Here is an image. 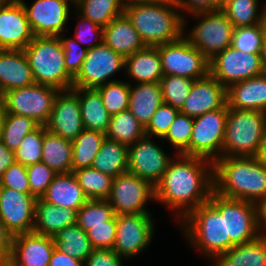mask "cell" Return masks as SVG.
<instances>
[{"label": "cell", "mask_w": 266, "mask_h": 266, "mask_svg": "<svg viewBox=\"0 0 266 266\" xmlns=\"http://www.w3.org/2000/svg\"><path fill=\"white\" fill-rule=\"evenodd\" d=\"M175 157L155 186V202L176 211L180 223L195 208L209 201L214 192V164L201 157L183 154Z\"/></svg>", "instance_id": "obj_1"}, {"label": "cell", "mask_w": 266, "mask_h": 266, "mask_svg": "<svg viewBox=\"0 0 266 266\" xmlns=\"http://www.w3.org/2000/svg\"><path fill=\"white\" fill-rule=\"evenodd\" d=\"M213 164L218 195L257 205L266 199V166L255 157L221 156Z\"/></svg>", "instance_id": "obj_2"}, {"label": "cell", "mask_w": 266, "mask_h": 266, "mask_svg": "<svg viewBox=\"0 0 266 266\" xmlns=\"http://www.w3.org/2000/svg\"><path fill=\"white\" fill-rule=\"evenodd\" d=\"M179 224L193 249L197 248L210 260L234 246L230 238H226L225 197L216 192L211 194L209 201L195 208Z\"/></svg>", "instance_id": "obj_3"}, {"label": "cell", "mask_w": 266, "mask_h": 266, "mask_svg": "<svg viewBox=\"0 0 266 266\" xmlns=\"http://www.w3.org/2000/svg\"><path fill=\"white\" fill-rule=\"evenodd\" d=\"M145 46H158L180 39L186 28V17L174 0H154L124 8Z\"/></svg>", "instance_id": "obj_4"}, {"label": "cell", "mask_w": 266, "mask_h": 266, "mask_svg": "<svg viewBox=\"0 0 266 266\" xmlns=\"http://www.w3.org/2000/svg\"><path fill=\"white\" fill-rule=\"evenodd\" d=\"M23 51L34 83L48 85L59 91L72 89L73 77L66 70L64 51L58 36H34Z\"/></svg>", "instance_id": "obj_5"}, {"label": "cell", "mask_w": 266, "mask_h": 266, "mask_svg": "<svg viewBox=\"0 0 266 266\" xmlns=\"http://www.w3.org/2000/svg\"><path fill=\"white\" fill-rule=\"evenodd\" d=\"M266 131V112L228 107L222 156L255 157Z\"/></svg>", "instance_id": "obj_6"}, {"label": "cell", "mask_w": 266, "mask_h": 266, "mask_svg": "<svg viewBox=\"0 0 266 266\" xmlns=\"http://www.w3.org/2000/svg\"><path fill=\"white\" fill-rule=\"evenodd\" d=\"M197 25L183 36L208 60L232 45L234 27L221 9L191 15Z\"/></svg>", "instance_id": "obj_7"}, {"label": "cell", "mask_w": 266, "mask_h": 266, "mask_svg": "<svg viewBox=\"0 0 266 266\" xmlns=\"http://www.w3.org/2000/svg\"><path fill=\"white\" fill-rule=\"evenodd\" d=\"M227 116L226 104L223 108L195 117L189 147L182 154L205 158L213 163L219 159L222 156Z\"/></svg>", "instance_id": "obj_8"}, {"label": "cell", "mask_w": 266, "mask_h": 266, "mask_svg": "<svg viewBox=\"0 0 266 266\" xmlns=\"http://www.w3.org/2000/svg\"><path fill=\"white\" fill-rule=\"evenodd\" d=\"M58 92L59 90L54 87L33 83L9 90L1 97L5 112L32 118L40 126H45Z\"/></svg>", "instance_id": "obj_9"}, {"label": "cell", "mask_w": 266, "mask_h": 266, "mask_svg": "<svg viewBox=\"0 0 266 266\" xmlns=\"http://www.w3.org/2000/svg\"><path fill=\"white\" fill-rule=\"evenodd\" d=\"M164 75L198 80L209 74V60L189 41L180 39L157 46Z\"/></svg>", "instance_id": "obj_10"}, {"label": "cell", "mask_w": 266, "mask_h": 266, "mask_svg": "<svg viewBox=\"0 0 266 266\" xmlns=\"http://www.w3.org/2000/svg\"><path fill=\"white\" fill-rule=\"evenodd\" d=\"M209 74L226 89L232 84L262 75L260 53L239 52L229 46L209 60Z\"/></svg>", "instance_id": "obj_11"}, {"label": "cell", "mask_w": 266, "mask_h": 266, "mask_svg": "<svg viewBox=\"0 0 266 266\" xmlns=\"http://www.w3.org/2000/svg\"><path fill=\"white\" fill-rule=\"evenodd\" d=\"M155 201V186L130 172L113 178L111 193L107 199L115 215L150 212L146 208L149 200Z\"/></svg>", "instance_id": "obj_12"}, {"label": "cell", "mask_w": 266, "mask_h": 266, "mask_svg": "<svg viewBox=\"0 0 266 266\" xmlns=\"http://www.w3.org/2000/svg\"><path fill=\"white\" fill-rule=\"evenodd\" d=\"M155 222L150 212L116 215V237L112 250L123 259L141 254L153 239Z\"/></svg>", "instance_id": "obj_13"}, {"label": "cell", "mask_w": 266, "mask_h": 266, "mask_svg": "<svg viewBox=\"0 0 266 266\" xmlns=\"http://www.w3.org/2000/svg\"><path fill=\"white\" fill-rule=\"evenodd\" d=\"M123 68L125 58L102 42L88 49L80 71L73 78L72 88L96 89L109 82L118 81L111 77Z\"/></svg>", "instance_id": "obj_14"}, {"label": "cell", "mask_w": 266, "mask_h": 266, "mask_svg": "<svg viewBox=\"0 0 266 266\" xmlns=\"http://www.w3.org/2000/svg\"><path fill=\"white\" fill-rule=\"evenodd\" d=\"M152 138L145 135L128 146V172L156 186L162 180L172 156L170 158Z\"/></svg>", "instance_id": "obj_15"}, {"label": "cell", "mask_w": 266, "mask_h": 266, "mask_svg": "<svg viewBox=\"0 0 266 266\" xmlns=\"http://www.w3.org/2000/svg\"><path fill=\"white\" fill-rule=\"evenodd\" d=\"M34 36H58L65 30L69 19L70 3L74 0H36L28 6L20 0ZM70 2V3H69Z\"/></svg>", "instance_id": "obj_16"}, {"label": "cell", "mask_w": 266, "mask_h": 266, "mask_svg": "<svg viewBox=\"0 0 266 266\" xmlns=\"http://www.w3.org/2000/svg\"><path fill=\"white\" fill-rule=\"evenodd\" d=\"M36 200L31 194L0 187V220L13 237L33 231Z\"/></svg>", "instance_id": "obj_17"}, {"label": "cell", "mask_w": 266, "mask_h": 266, "mask_svg": "<svg viewBox=\"0 0 266 266\" xmlns=\"http://www.w3.org/2000/svg\"><path fill=\"white\" fill-rule=\"evenodd\" d=\"M226 238L240 245L259 237V208L249 201L225 198Z\"/></svg>", "instance_id": "obj_18"}, {"label": "cell", "mask_w": 266, "mask_h": 266, "mask_svg": "<svg viewBox=\"0 0 266 266\" xmlns=\"http://www.w3.org/2000/svg\"><path fill=\"white\" fill-rule=\"evenodd\" d=\"M45 127L50 133L70 141L75 140L84 130L79 96L73 89L60 90L57 93Z\"/></svg>", "instance_id": "obj_19"}, {"label": "cell", "mask_w": 266, "mask_h": 266, "mask_svg": "<svg viewBox=\"0 0 266 266\" xmlns=\"http://www.w3.org/2000/svg\"><path fill=\"white\" fill-rule=\"evenodd\" d=\"M33 37L20 0H11L0 7V49L24 50Z\"/></svg>", "instance_id": "obj_20"}, {"label": "cell", "mask_w": 266, "mask_h": 266, "mask_svg": "<svg viewBox=\"0 0 266 266\" xmlns=\"http://www.w3.org/2000/svg\"><path fill=\"white\" fill-rule=\"evenodd\" d=\"M55 247L51 236L34 232L16 235L12 239V254L6 266H49Z\"/></svg>", "instance_id": "obj_21"}, {"label": "cell", "mask_w": 266, "mask_h": 266, "mask_svg": "<svg viewBox=\"0 0 266 266\" xmlns=\"http://www.w3.org/2000/svg\"><path fill=\"white\" fill-rule=\"evenodd\" d=\"M226 104V88L208 74L204 78L194 80L180 112L195 118L206 112L223 108Z\"/></svg>", "instance_id": "obj_22"}, {"label": "cell", "mask_w": 266, "mask_h": 266, "mask_svg": "<svg viewBox=\"0 0 266 266\" xmlns=\"http://www.w3.org/2000/svg\"><path fill=\"white\" fill-rule=\"evenodd\" d=\"M33 83L32 70L24 51L0 49V96Z\"/></svg>", "instance_id": "obj_23"}, {"label": "cell", "mask_w": 266, "mask_h": 266, "mask_svg": "<svg viewBox=\"0 0 266 266\" xmlns=\"http://www.w3.org/2000/svg\"><path fill=\"white\" fill-rule=\"evenodd\" d=\"M226 96L229 108L266 112V74L232 84Z\"/></svg>", "instance_id": "obj_24"}, {"label": "cell", "mask_w": 266, "mask_h": 266, "mask_svg": "<svg viewBox=\"0 0 266 266\" xmlns=\"http://www.w3.org/2000/svg\"><path fill=\"white\" fill-rule=\"evenodd\" d=\"M103 42L124 58L145 47L139 33L125 14L113 19L103 28Z\"/></svg>", "instance_id": "obj_25"}, {"label": "cell", "mask_w": 266, "mask_h": 266, "mask_svg": "<svg viewBox=\"0 0 266 266\" xmlns=\"http://www.w3.org/2000/svg\"><path fill=\"white\" fill-rule=\"evenodd\" d=\"M41 199L77 211L89 200L73 172L57 174Z\"/></svg>", "instance_id": "obj_26"}, {"label": "cell", "mask_w": 266, "mask_h": 266, "mask_svg": "<svg viewBox=\"0 0 266 266\" xmlns=\"http://www.w3.org/2000/svg\"><path fill=\"white\" fill-rule=\"evenodd\" d=\"M77 210L62 208L38 198L35 202L33 231L39 235L54 237L66 226L76 224Z\"/></svg>", "instance_id": "obj_27"}, {"label": "cell", "mask_w": 266, "mask_h": 266, "mask_svg": "<svg viewBox=\"0 0 266 266\" xmlns=\"http://www.w3.org/2000/svg\"><path fill=\"white\" fill-rule=\"evenodd\" d=\"M123 70L135 83L160 82L164 74L157 46H145L125 58Z\"/></svg>", "instance_id": "obj_28"}, {"label": "cell", "mask_w": 266, "mask_h": 266, "mask_svg": "<svg viewBox=\"0 0 266 266\" xmlns=\"http://www.w3.org/2000/svg\"><path fill=\"white\" fill-rule=\"evenodd\" d=\"M129 111L146 127L158 107L164 103L159 82H129Z\"/></svg>", "instance_id": "obj_29"}, {"label": "cell", "mask_w": 266, "mask_h": 266, "mask_svg": "<svg viewBox=\"0 0 266 266\" xmlns=\"http://www.w3.org/2000/svg\"><path fill=\"white\" fill-rule=\"evenodd\" d=\"M213 261V266H266V236L234 245Z\"/></svg>", "instance_id": "obj_30"}, {"label": "cell", "mask_w": 266, "mask_h": 266, "mask_svg": "<svg viewBox=\"0 0 266 266\" xmlns=\"http://www.w3.org/2000/svg\"><path fill=\"white\" fill-rule=\"evenodd\" d=\"M79 96L84 129L106 134L111 115L103 105L100 93L95 88H72Z\"/></svg>", "instance_id": "obj_31"}, {"label": "cell", "mask_w": 266, "mask_h": 266, "mask_svg": "<svg viewBox=\"0 0 266 266\" xmlns=\"http://www.w3.org/2000/svg\"><path fill=\"white\" fill-rule=\"evenodd\" d=\"M41 162L57 174L72 172V141L50 133L44 126Z\"/></svg>", "instance_id": "obj_32"}, {"label": "cell", "mask_w": 266, "mask_h": 266, "mask_svg": "<svg viewBox=\"0 0 266 266\" xmlns=\"http://www.w3.org/2000/svg\"><path fill=\"white\" fill-rule=\"evenodd\" d=\"M91 167L113 178L127 172L128 146L105 138Z\"/></svg>", "instance_id": "obj_33"}, {"label": "cell", "mask_w": 266, "mask_h": 266, "mask_svg": "<svg viewBox=\"0 0 266 266\" xmlns=\"http://www.w3.org/2000/svg\"><path fill=\"white\" fill-rule=\"evenodd\" d=\"M259 0H222L221 10L234 28L262 24L266 21V6L258 11Z\"/></svg>", "instance_id": "obj_34"}, {"label": "cell", "mask_w": 266, "mask_h": 266, "mask_svg": "<svg viewBox=\"0 0 266 266\" xmlns=\"http://www.w3.org/2000/svg\"><path fill=\"white\" fill-rule=\"evenodd\" d=\"M74 8L77 14L103 28L124 14L120 0H74Z\"/></svg>", "instance_id": "obj_35"}, {"label": "cell", "mask_w": 266, "mask_h": 266, "mask_svg": "<svg viewBox=\"0 0 266 266\" xmlns=\"http://www.w3.org/2000/svg\"><path fill=\"white\" fill-rule=\"evenodd\" d=\"M105 138L104 133L84 129L72 141V172L92 166Z\"/></svg>", "instance_id": "obj_36"}, {"label": "cell", "mask_w": 266, "mask_h": 266, "mask_svg": "<svg viewBox=\"0 0 266 266\" xmlns=\"http://www.w3.org/2000/svg\"><path fill=\"white\" fill-rule=\"evenodd\" d=\"M106 138L130 146L145 136V127L129 111L125 110L110 117Z\"/></svg>", "instance_id": "obj_37"}, {"label": "cell", "mask_w": 266, "mask_h": 266, "mask_svg": "<svg viewBox=\"0 0 266 266\" xmlns=\"http://www.w3.org/2000/svg\"><path fill=\"white\" fill-rule=\"evenodd\" d=\"M56 248L83 262L93 250L87 233L77 224L66 226L54 236Z\"/></svg>", "instance_id": "obj_38"}, {"label": "cell", "mask_w": 266, "mask_h": 266, "mask_svg": "<svg viewBox=\"0 0 266 266\" xmlns=\"http://www.w3.org/2000/svg\"><path fill=\"white\" fill-rule=\"evenodd\" d=\"M73 173L88 199L107 200L109 198L113 177L92 167L81 168Z\"/></svg>", "instance_id": "obj_39"}, {"label": "cell", "mask_w": 266, "mask_h": 266, "mask_svg": "<svg viewBox=\"0 0 266 266\" xmlns=\"http://www.w3.org/2000/svg\"><path fill=\"white\" fill-rule=\"evenodd\" d=\"M39 126L32 118L5 112L1 141L14 152L24 136L33 132Z\"/></svg>", "instance_id": "obj_40"}, {"label": "cell", "mask_w": 266, "mask_h": 266, "mask_svg": "<svg viewBox=\"0 0 266 266\" xmlns=\"http://www.w3.org/2000/svg\"><path fill=\"white\" fill-rule=\"evenodd\" d=\"M115 216L108 200L89 199L78 211L76 224L85 232L91 226L106 225Z\"/></svg>", "instance_id": "obj_41"}, {"label": "cell", "mask_w": 266, "mask_h": 266, "mask_svg": "<svg viewBox=\"0 0 266 266\" xmlns=\"http://www.w3.org/2000/svg\"><path fill=\"white\" fill-rule=\"evenodd\" d=\"M96 89L111 116L129 109V82L118 80L101 85Z\"/></svg>", "instance_id": "obj_42"}, {"label": "cell", "mask_w": 266, "mask_h": 266, "mask_svg": "<svg viewBox=\"0 0 266 266\" xmlns=\"http://www.w3.org/2000/svg\"><path fill=\"white\" fill-rule=\"evenodd\" d=\"M159 83L164 103L180 110L189 96L194 79L175 75H164Z\"/></svg>", "instance_id": "obj_43"}, {"label": "cell", "mask_w": 266, "mask_h": 266, "mask_svg": "<svg viewBox=\"0 0 266 266\" xmlns=\"http://www.w3.org/2000/svg\"><path fill=\"white\" fill-rule=\"evenodd\" d=\"M44 126H39L33 132L27 134L22 139L18 148L14 151L15 162L24 166H29L42 159Z\"/></svg>", "instance_id": "obj_44"}, {"label": "cell", "mask_w": 266, "mask_h": 266, "mask_svg": "<svg viewBox=\"0 0 266 266\" xmlns=\"http://www.w3.org/2000/svg\"><path fill=\"white\" fill-rule=\"evenodd\" d=\"M266 21L262 24L234 28L232 45L239 52L260 53Z\"/></svg>", "instance_id": "obj_45"}, {"label": "cell", "mask_w": 266, "mask_h": 266, "mask_svg": "<svg viewBox=\"0 0 266 266\" xmlns=\"http://www.w3.org/2000/svg\"><path fill=\"white\" fill-rule=\"evenodd\" d=\"M193 125L194 118L179 112L162 140L169 141L176 154H182L189 147Z\"/></svg>", "instance_id": "obj_46"}, {"label": "cell", "mask_w": 266, "mask_h": 266, "mask_svg": "<svg viewBox=\"0 0 266 266\" xmlns=\"http://www.w3.org/2000/svg\"><path fill=\"white\" fill-rule=\"evenodd\" d=\"M28 180L31 195L36 199L41 198L48 186L52 183L57 173L43 162L27 166Z\"/></svg>", "instance_id": "obj_47"}, {"label": "cell", "mask_w": 266, "mask_h": 266, "mask_svg": "<svg viewBox=\"0 0 266 266\" xmlns=\"http://www.w3.org/2000/svg\"><path fill=\"white\" fill-rule=\"evenodd\" d=\"M179 112L180 110L171 105L165 103L160 105L145 127V135L162 140Z\"/></svg>", "instance_id": "obj_48"}, {"label": "cell", "mask_w": 266, "mask_h": 266, "mask_svg": "<svg viewBox=\"0 0 266 266\" xmlns=\"http://www.w3.org/2000/svg\"><path fill=\"white\" fill-rule=\"evenodd\" d=\"M64 51V63L67 72L74 78L82 67L88 48L82 47L74 38L58 35Z\"/></svg>", "instance_id": "obj_49"}, {"label": "cell", "mask_w": 266, "mask_h": 266, "mask_svg": "<svg viewBox=\"0 0 266 266\" xmlns=\"http://www.w3.org/2000/svg\"><path fill=\"white\" fill-rule=\"evenodd\" d=\"M0 187L13 189L25 194H31L27 167L14 162L0 177Z\"/></svg>", "instance_id": "obj_50"}, {"label": "cell", "mask_w": 266, "mask_h": 266, "mask_svg": "<svg viewBox=\"0 0 266 266\" xmlns=\"http://www.w3.org/2000/svg\"><path fill=\"white\" fill-rule=\"evenodd\" d=\"M93 249H112L116 237V215L106 225L91 226L86 231Z\"/></svg>", "instance_id": "obj_51"}, {"label": "cell", "mask_w": 266, "mask_h": 266, "mask_svg": "<svg viewBox=\"0 0 266 266\" xmlns=\"http://www.w3.org/2000/svg\"><path fill=\"white\" fill-rule=\"evenodd\" d=\"M78 23L75 29V37H73L80 45H87L88 49L96 47L103 42V27L85 19L78 14ZM93 38V39H92ZM97 40V41H96Z\"/></svg>", "instance_id": "obj_52"}, {"label": "cell", "mask_w": 266, "mask_h": 266, "mask_svg": "<svg viewBox=\"0 0 266 266\" xmlns=\"http://www.w3.org/2000/svg\"><path fill=\"white\" fill-rule=\"evenodd\" d=\"M122 259L112 249H93L84 266H123Z\"/></svg>", "instance_id": "obj_53"}, {"label": "cell", "mask_w": 266, "mask_h": 266, "mask_svg": "<svg viewBox=\"0 0 266 266\" xmlns=\"http://www.w3.org/2000/svg\"><path fill=\"white\" fill-rule=\"evenodd\" d=\"M180 12L190 15L221 8L222 0H174Z\"/></svg>", "instance_id": "obj_54"}, {"label": "cell", "mask_w": 266, "mask_h": 266, "mask_svg": "<svg viewBox=\"0 0 266 266\" xmlns=\"http://www.w3.org/2000/svg\"><path fill=\"white\" fill-rule=\"evenodd\" d=\"M13 236L6 230L0 220V266H6L12 254Z\"/></svg>", "instance_id": "obj_55"}, {"label": "cell", "mask_w": 266, "mask_h": 266, "mask_svg": "<svg viewBox=\"0 0 266 266\" xmlns=\"http://www.w3.org/2000/svg\"><path fill=\"white\" fill-rule=\"evenodd\" d=\"M49 266H84V262L61 252L55 247Z\"/></svg>", "instance_id": "obj_56"}, {"label": "cell", "mask_w": 266, "mask_h": 266, "mask_svg": "<svg viewBox=\"0 0 266 266\" xmlns=\"http://www.w3.org/2000/svg\"><path fill=\"white\" fill-rule=\"evenodd\" d=\"M15 162L14 152L0 140V177Z\"/></svg>", "instance_id": "obj_57"}, {"label": "cell", "mask_w": 266, "mask_h": 266, "mask_svg": "<svg viewBox=\"0 0 266 266\" xmlns=\"http://www.w3.org/2000/svg\"><path fill=\"white\" fill-rule=\"evenodd\" d=\"M259 229L261 234L266 236V199L263 200L259 205Z\"/></svg>", "instance_id": "obj_58"}, {"label": "cell", "mask_w": 266, "mask_h": 266, "mask_svg": "<svg viewBox=\"0 0 266 266\" xmlns=\"http://www.w3.org/2000/svg\"><path fill=\"white\" fill-rule=\"evenodd\" d=\"M255 158L266 166V131Z\"/></svg>", "instance_id": "obj_59"}, {"label": "cell", "mask_w": 266, "mask_h": 266, "mask_svg": "<svg viewBox=\"0 0 266 266\" xmlns=\"http://www.w3.org/2000/svg\"><path fill=\"white\" fill-rule=\"evenodd\" d=\"M261 63L263 67V72L266 74V32L263 37L261 49H260Z\"/></svg>", "instance_id": "obj_60"}, {"label": "cell", "mask_w": 266, "mask_h": 266, "mask_svg": "<svg viewBox=\"0 0 266 266\" xmlns=\"http://www.w3.org/2000/svg\"><path fill=\"white\" fill-rule=\"evenodd\" d=\"M152 1H154V0H120L122 6L124 8H127V7L132 6V5L149 3Z\"/></svg>", "instance_id": "obj_61"}, {"label": "cell", "mask_w": 266, "mask_h": 266, "mask_svg": "<svg viewBox=\"0 0 266 266\" xmlns=\"http://www.w3.org/2000/svg\"><path fill=\"white\" fill-rule=\"evenodd\" d=\"M5 118V106L2 97L0 96V140L2 138V131Z\"/></svg>", "instance_id": "obj_62"}, {"label": "cell", "mask_w": 266, "mask_h": 266, "mask_svg": "<svg viewBox=\"0 0 266 266\" xmlns=\"http://www.w3.org/2000/svg\"><path fill=\"white\" fill-rule=\"evenodd\" d=\"M11 0H0V7L7 5Z\"/></svg>", "instance_id": "obj_63"}]
</instances>
